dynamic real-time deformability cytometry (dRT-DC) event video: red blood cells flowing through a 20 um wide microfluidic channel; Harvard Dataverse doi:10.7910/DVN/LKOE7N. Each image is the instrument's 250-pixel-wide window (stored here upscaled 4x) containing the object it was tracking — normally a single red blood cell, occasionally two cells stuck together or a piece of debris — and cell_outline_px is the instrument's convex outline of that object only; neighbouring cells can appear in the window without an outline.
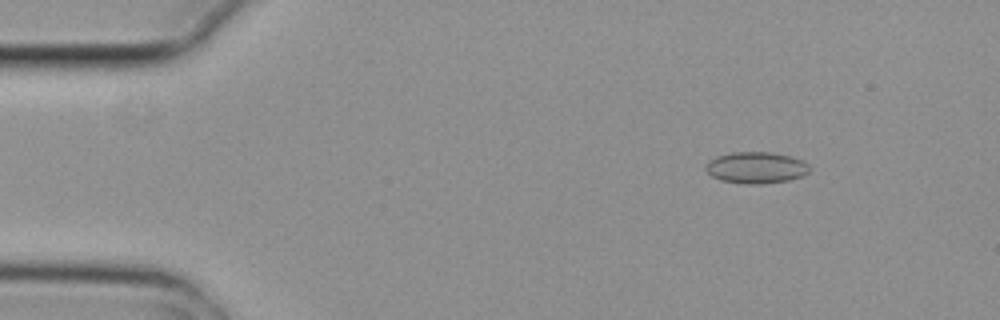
{"species": "common noctule bat (a hibernating species)", "species_latin": "Nyctalus noctula", "temperature_condition": "cold", "stored_images_in_passage": 5, "camera_frame_rate_fps": 3000, "um_per_image_px": 0.085, "animal": {"sex": "female", "body_mass_g": 29.2, "forearm_length_mm": 56.3}, "frame": {"image": 1, "passage_image": 1, "time_ms": 0.0, "image_size_px": [1000, 320], "cell_outline_px": [[808, 172], [804, 176], [788, 180], [760, 184], [744, 184], [720, 180], [712, 176], [704, 168], [708, 160], [716, 156], [732, 152], [768, 152], [788, 156], [804, 160], [808, 164]], "centroid_in_image_um": [64.24, 14.25], "position_along_channel_um": 20.8, "area_um2": 19.07}}
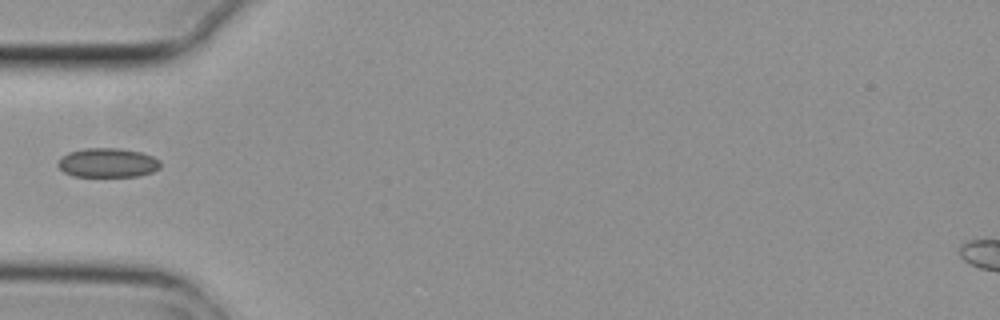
{"frame": {"image": 2, "passage_image": 4, "time_ms": 1.0, "image_size_px": [1000, 320], "cell_outline_px": [[160, 168], [152, 172], [140, 176], [72, 176], [64, 172], [56, 164], [68, 152], [84, 148], [120, 148], [140, 152], [152, 156], [160, 160]], "centroid_in_image_um": [9.17, 13.83], "position_along_channel_um": 75.8, "area_um2": 17.46}}
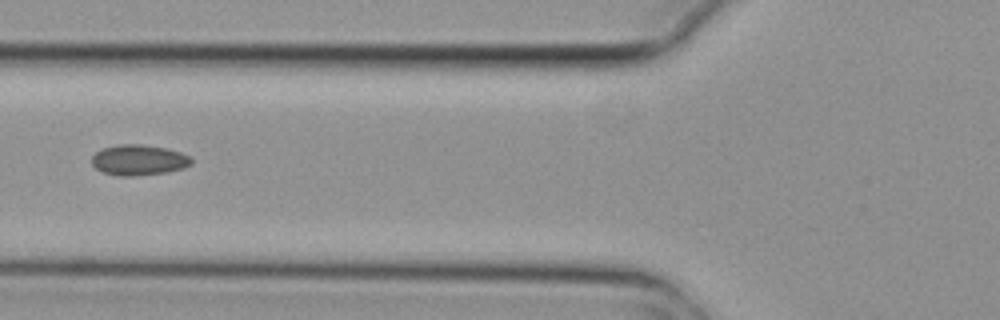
{"frame": {"image": 3, "passage_image": 5, "time_ms": 1.333, "image_size_px": [1000, 320], "cell_outline_px": [[192, 164], [184, 168], [168, 172], [136, 176], [116, 176], [104, 172], [96, 168], [92, 164], [92, 156], [96, 152], [104, 148], [116, 144], [140, 144], [168, 148], [180, 152], [188, 156], [192, 160]], "centroid_in_image_um": [11.8, 13.6], "position_along_channel_um": 114.0, "area_um2": 17.86}}